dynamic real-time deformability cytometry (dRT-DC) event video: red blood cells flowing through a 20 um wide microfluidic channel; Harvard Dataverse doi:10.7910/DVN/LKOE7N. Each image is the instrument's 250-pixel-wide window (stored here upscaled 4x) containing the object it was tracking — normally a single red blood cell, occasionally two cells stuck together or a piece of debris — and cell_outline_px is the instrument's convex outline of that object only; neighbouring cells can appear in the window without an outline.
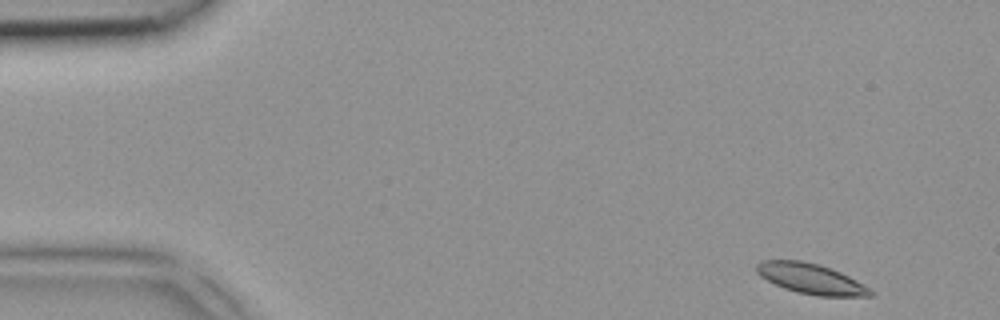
{"species": "common noctule bat (a hibernating species)", "species_latin": "Nyctalus noctula", "temperature_condition": "room temperature", "stored_images_in_passage": 3, "camera_frame_rate_fps": 3000, "um_per_image_px": 0.085, "animal": {"sex": "female", "body_mass_g": 18.4}, "frame": {"image": 1, "passage_image": 1, "time_ms": 0.0, "image_size_px": [1000, 320], "cell_outline_px": [[872, 296], [816, 296], [796, 292], [784, 288], [760, 276], [756, 272], [756, 264], [760, 260], [800, 260], [820, 264], [840, 272], [856, 280], [868, 288], [872, 292]], "centroid_in_image_um": [68.88, 23.68], "position_along_channel_um": 16.1, "area_um2": 20.0}}
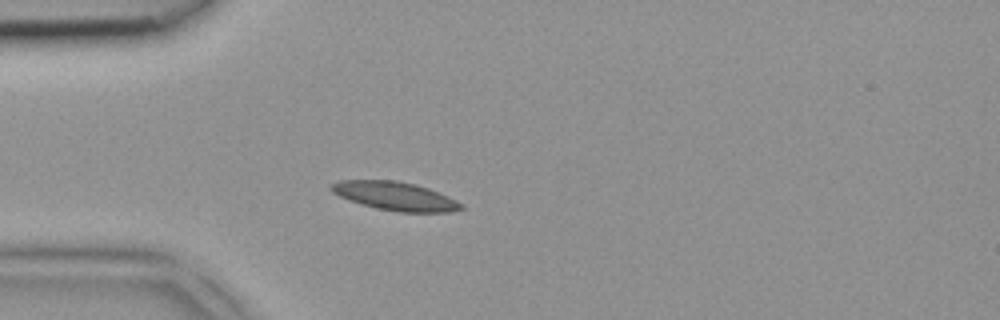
{"frame": {"image": 2, "passage_image": 3, "time_ms": 0.667, "image_size_px": [1000, 320], "cell_outline_px": [[464, 208], [452, 212], [400, 212], [376, 208], [348, 200], [332, 192], [328, 188], [328, 184], [336, 180], [396, 180], [416, 184], [428, 188], [448, 196], [464, 204]], "centroid_in_image_um": [33.56, 16.66], "position_along_channel_um": 51.4, "area_um2": 21.85}}